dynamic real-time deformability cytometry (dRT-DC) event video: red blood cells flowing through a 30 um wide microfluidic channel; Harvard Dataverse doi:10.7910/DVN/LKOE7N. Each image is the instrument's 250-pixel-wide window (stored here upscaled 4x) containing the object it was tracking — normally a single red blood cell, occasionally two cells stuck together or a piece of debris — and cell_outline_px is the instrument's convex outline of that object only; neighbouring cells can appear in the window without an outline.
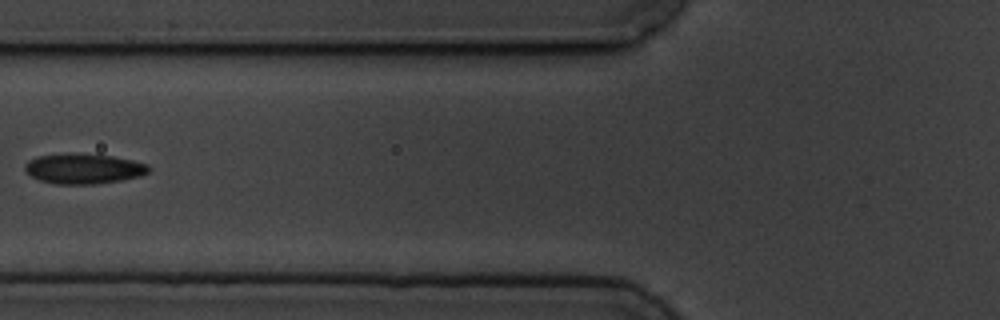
{"species": "common noctule bat (a hibernating species)", "species_latin": "Nyctalus noctula", "temperature_condition": "cold", "stored_images_in_passage": 6, "camera_frame_rate_fps": 3000, "um_per_image_px": 0.085, "animal": {"sex": "male", "body_mass_g": 19.5, "forearm_length_mm": 54.6}, "frame": {"image": 1, "passage_image": 6, "time_ms": 5.667, "image_size_px": [1000, 320], "cell_outline_px": [[152, 168], [148, 172], [140, 176], [120, 180], [96, 184], [56, 184], [40, 180], [32, 176], [24, 168], [24, 164], [28, 160], [36, 156], [68, 152], [76, 152], [112, 156], [132, 160], [148, 164]], "centroid_in_image_um": [7.1, 14.31], "position_along_channel_um": 118.7, "area_um2": 22.08}}